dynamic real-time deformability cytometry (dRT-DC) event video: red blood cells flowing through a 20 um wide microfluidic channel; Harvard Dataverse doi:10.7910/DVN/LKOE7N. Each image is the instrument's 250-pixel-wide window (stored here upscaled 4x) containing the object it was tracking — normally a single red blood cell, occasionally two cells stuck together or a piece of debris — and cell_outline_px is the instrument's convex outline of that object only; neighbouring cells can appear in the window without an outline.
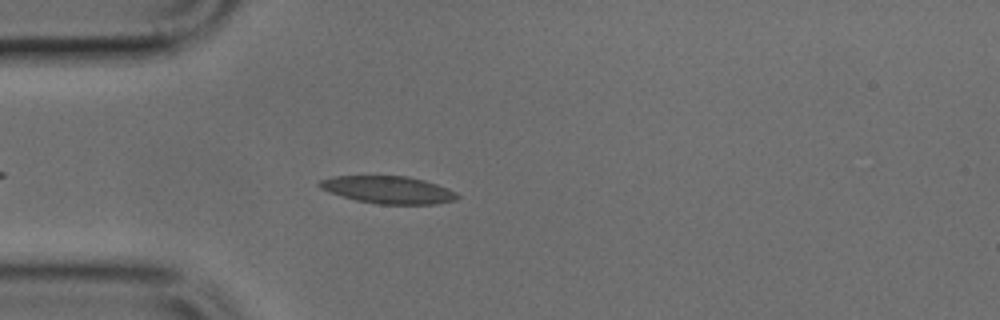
{"species": "common noctule bat (a hibernating species)", "species_latin": "Nyctalus noctula", "temperature_condition": "cold", "stored_images_in_passage": 39, "camera_frame_rate_fps": 3000, "um_per_image_px": 0.085, "animal": {"sex": "male", "body_mass_g": 17.9, "forearm_length_mm": 54.2}, "frame": {"image": 1, "passage_image": 6, "time_ms": 1.667, "image_size_px": [1000, 320], "cell_outline_px": [[460, 196], [456, 200], [436, 204], [376, 204], [356, 200], [320, 188], [316, 184], [320, 180], [332, 176], [408, 176], [424, 180], [448, 188], [456, 192]], "centroid_in_image_um": [33.03, 16.13], "position_along_channel_um": 52.0, "area_um2": 21.96}}
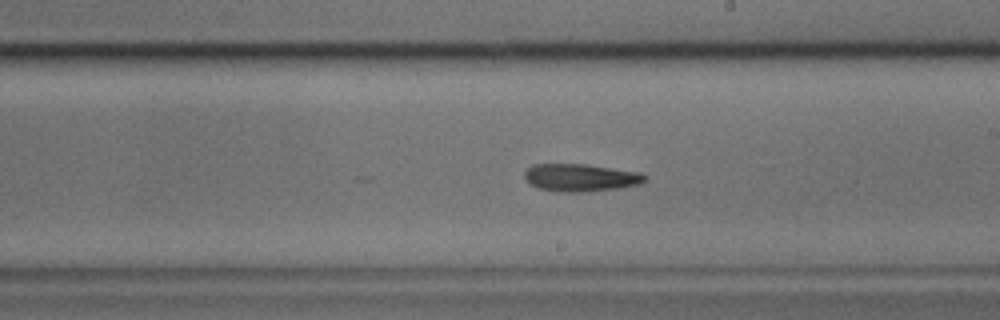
{"frame": {"image": 2, "passage_image": 17, "time_ms": 5.333, "image_size_px": [1000, 320], "cell_outline_px": [[648, 176], [640, 184], [620, 188], [584, 192], [568, 192], [540, 188], [532, 184], [524, 176], [524, 172], [532, 164], [588, 164], [640, 172]], "centroid_in_image_um": [49.4, 15.08], "position_along_channel_um": 239.6, "area_um2": 19.25}}
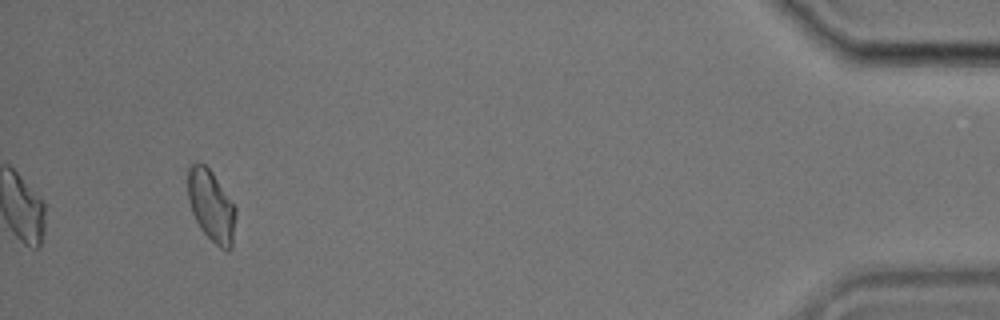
{"frame": {"image": 3, "passage_image": 39, "time_ms": 12.667, "image_size_px": [1000, 320], "cell_outline_px": [[236, 216], [232, 248], [228, 252], [220, 248], [200, 228], [192, 212], [188, 196], [188, 168], [196, 160], [204, 164], [212, 172], [236, 208]], "centroid_in_image_um": [17.97, 17.5], "position_along_channel_um": 417.2, "area_um2": 19.88}}